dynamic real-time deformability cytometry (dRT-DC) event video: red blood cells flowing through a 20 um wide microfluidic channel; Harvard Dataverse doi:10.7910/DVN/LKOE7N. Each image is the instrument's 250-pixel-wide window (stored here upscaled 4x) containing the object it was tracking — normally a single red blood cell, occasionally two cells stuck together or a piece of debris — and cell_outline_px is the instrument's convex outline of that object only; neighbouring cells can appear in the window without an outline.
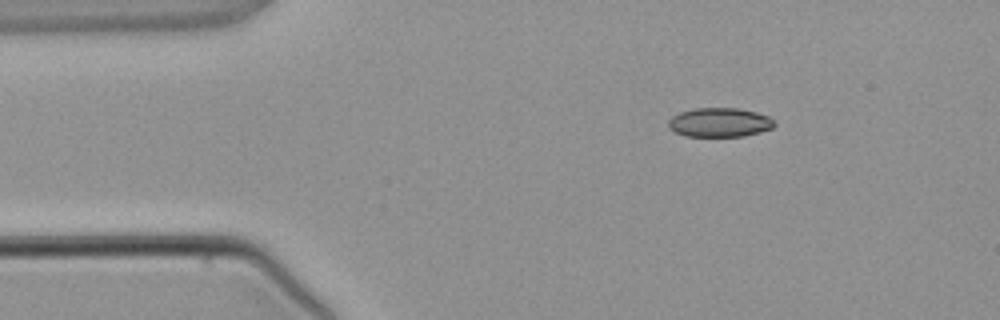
{"species": "common noctule bat (a hibernating species)", "species_latin": "Nyctalus noctula", "temperature_condition": "warm", "stored_images_in_passage": 2, "camera_frame_rate_fps": 3000, "um_per_image_px": 0.085, "animal": {"sex": "male", "body_mass_g": 21.5, "forearm_length_mm": 52.0}, "frame": {"image": 1, "passage_image": 1, "time_ms": 0.0, "image_size_px": [1000, 320], "cell_outline_px": [[776, 124], [772, 128], [760, 132], [744, 136], [684, 136], [668, 128], [668, 120], [672, 116], [680, 112], [696, 108], [740, 108], [756, 112], [768, 116], [776, 120]], "centroid_in_image_um": [61.18, 10.4], "position_along_channel_um": 23.8, "area_um2": 18.15}}
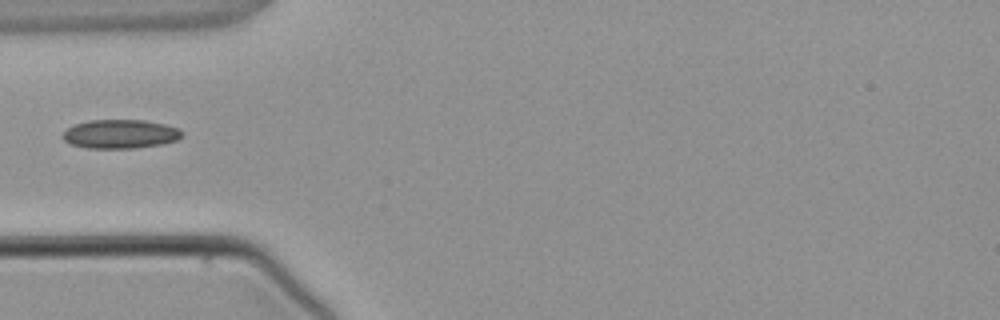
{"frame": {"image": 2, "passage_image": 2, "time_ms": 2.333, "image_size_px": [1000, 320], "cell_outline_px": [[184, 132], [176, 140], [160, 144], [136, 148], [88, 148], [72, 144], [64, 140], [64, 132], [68, 128], [76, 124], [92, 120], [144, 120], [164, 124], [180, 128]], "centroid_in_image_um": [10.26, 11.39], "position_along_channel_um": 74.7, "area_um2": 19.83}}